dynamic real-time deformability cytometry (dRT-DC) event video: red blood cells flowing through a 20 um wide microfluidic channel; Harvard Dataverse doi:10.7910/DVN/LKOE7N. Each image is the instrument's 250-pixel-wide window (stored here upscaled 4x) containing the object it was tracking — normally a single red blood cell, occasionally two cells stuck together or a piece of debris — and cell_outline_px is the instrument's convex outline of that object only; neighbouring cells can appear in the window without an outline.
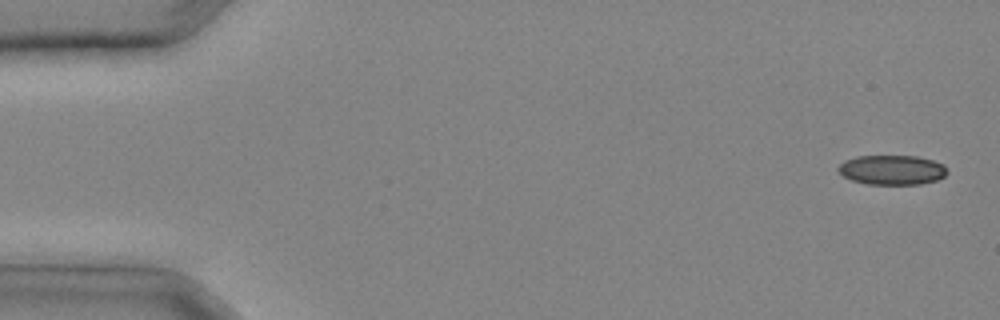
{"species": "common noctule bat (a hibernating species)", "species_latin": "Nyctalus noctula", "temperature_condition": "cold", "stored_images_in_passage": 26, "camera_frame_rate_fps": 3000, "um_per_image_px": 0.085, "animal": {"sex": "male", "body_mass_g": 20.4}, "frame": {"image": 1, "passage_image": 1, "time_ms": 0.0, "image_size_px": [1000, 320], "cell_outline_px": [[948, 172], [944, 176], [936, 180], [920, 184], [868, 184], [852, 180], [844, 176], [836, 168], [844, 160], [856, 156], [916, 156], [932, 160], [944, 164]], "centroid_in_image_um": [75.82, 14.43], "position_along_channel_um": 9.2, "area_um2": 18.79}}
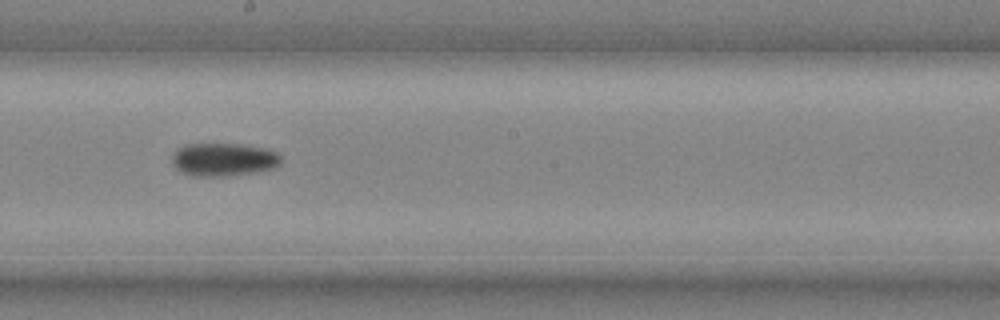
{"frame": {"image": 2, "passage_image": 18, "time_ms": 5.667, "image_size_px": [1000, 320], "cell_outline_px": [[280, 164], [276, 168], [256, 172], [224, 176], [192, 176], [176, 168], [172, 164], [172, 156], [176, 148], [184, 144], [240, 144], [264, 148], [276, 152], [280, 156]], "centroid_in_image_um": [18.99, 13.56], "position_along_channel_um": 229.2, "area_um2": 21.1}}
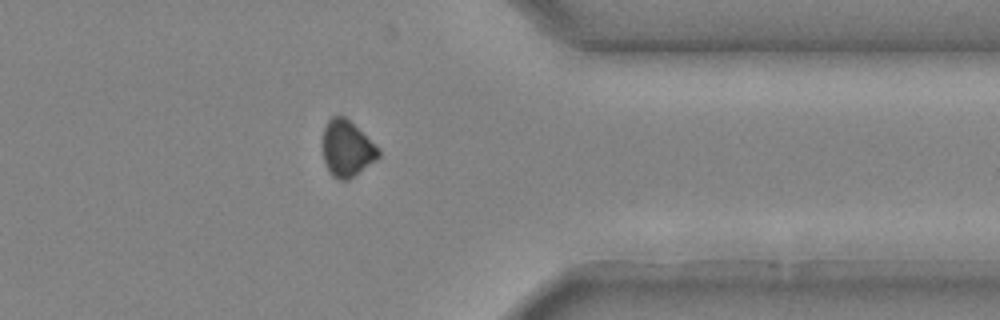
{"frame": {"image": 3, "passage_image": 26, "time_ms": 8.333, "image_size_px": [1000, 320], "cell_outline_px": [[380, 156], [376, 160], [348, 180], [340, 180], [332, 176], [324, 160], [324, 128], [328, 120], [332, 116], [344, 116], [380, 148]], "centroid_in_image_um": [29.51, 12.63], "position_along_channel_um": 381.9, "area_um2": 17.98}}